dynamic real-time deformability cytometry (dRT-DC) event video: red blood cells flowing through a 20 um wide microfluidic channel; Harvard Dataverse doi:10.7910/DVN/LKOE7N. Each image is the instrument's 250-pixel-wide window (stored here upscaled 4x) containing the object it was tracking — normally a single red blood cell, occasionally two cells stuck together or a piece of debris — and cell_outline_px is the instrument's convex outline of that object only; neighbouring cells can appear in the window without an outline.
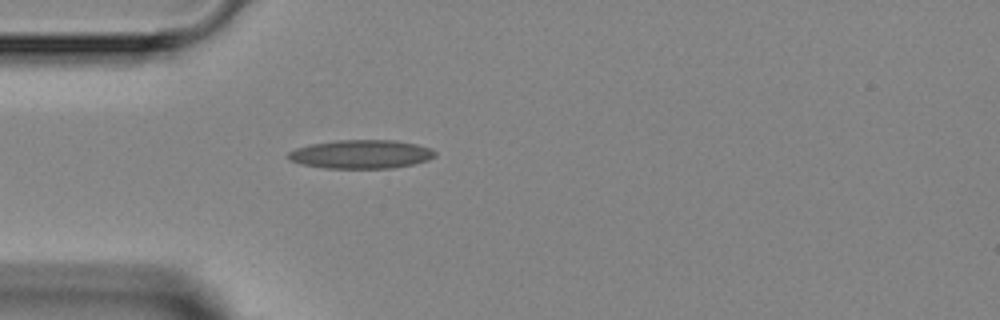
{"species": "Egyptian fruit bat (a non-hibernating species)", "species_latin": "Rousettus aegyptiacus", "temperature_condition": "room temperature", "stored_images_in_passage": 1, "camera_frame_rate_fps": 3000, "um_per_image_px": 0.085, "animal": {"sex": "female"}, "frame": {"image": 1, "passage_image": 1, "time_ms": 0.0, "image_size_px": [1000, 320], "cell_outline_px": [[436, 156], [428, 160], [412, 164], [392, 168], [324, 168], [300, 164], [288, 160], [284, 156], [288, 152], [296, 148], [312, 144], [336, 140], [396, 140], [416, 144], [432, 148], [436, 152]], "centroid_in_image_um": [30.67, 13.11], "position_along_channel_um": 54.3, "area_um2": 24.74}}